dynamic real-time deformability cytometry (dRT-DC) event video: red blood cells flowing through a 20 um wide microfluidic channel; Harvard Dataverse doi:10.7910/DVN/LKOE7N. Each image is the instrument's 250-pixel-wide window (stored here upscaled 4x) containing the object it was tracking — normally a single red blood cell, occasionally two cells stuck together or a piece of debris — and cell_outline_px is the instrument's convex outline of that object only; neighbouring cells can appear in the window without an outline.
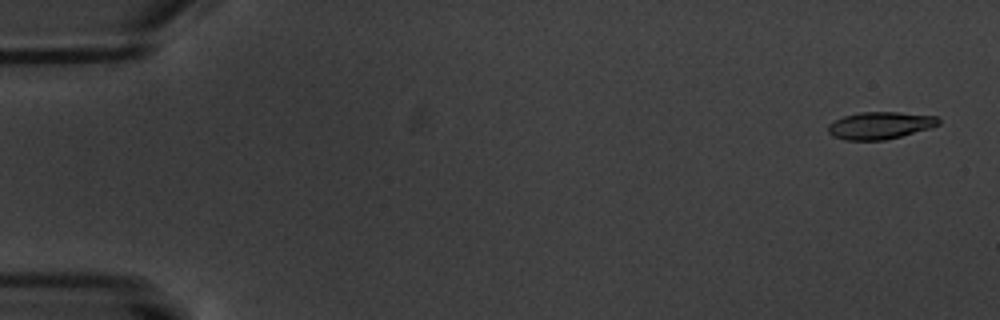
{"species": "common noctule bat (a hibernating species)", "species_latin": "Nyctalus noctula", "temperature_condition": "warm", "stored_images_in_passage": 9, "camera_frame_rate_fps": 3000, "um_per_image_px": 0.085, "animal": {"sex": "male", "body_mass_g": 20.1, "forearm_length_mm": 53.5}, "frame": {"image": 1, "passage_image": 1, "time_ms": 0.0, "image_size_px": [1000, 320], "cell_outline_px": [[940, 124], [932, 128], [884, 140], [844, 140], [832, 136], [828, 132], [828, 124], [844, 116], [860, 112], [900, 112], [936, 116], [940, 120]], "centroid_in_image_um": [74.81, 10.66], "position_along_channel_um": 10.2, "area_um2": 17.57}}
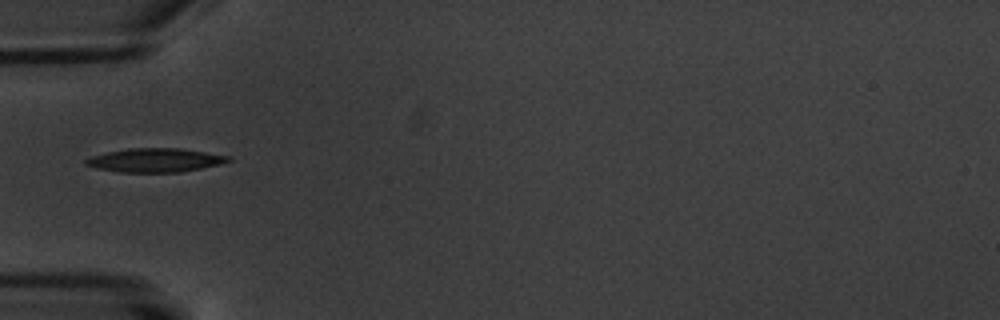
{"frame": {"image": 2, "passage_image": 6, "time_ms": 6.0, "image_size_px": [1000, 320], "cell_outline_px": [[232, 160], [220, 164], [180, 172], [116, 172], [96, 168], [84, 164], [84, 160], [92, 156], [108, 152], [128, 148], [180, 148], [232, 156]], "centroid_in_image_um": [13.19, 13.61], "position_along_channel_um": 71.8, "area_um2": 19.77}}